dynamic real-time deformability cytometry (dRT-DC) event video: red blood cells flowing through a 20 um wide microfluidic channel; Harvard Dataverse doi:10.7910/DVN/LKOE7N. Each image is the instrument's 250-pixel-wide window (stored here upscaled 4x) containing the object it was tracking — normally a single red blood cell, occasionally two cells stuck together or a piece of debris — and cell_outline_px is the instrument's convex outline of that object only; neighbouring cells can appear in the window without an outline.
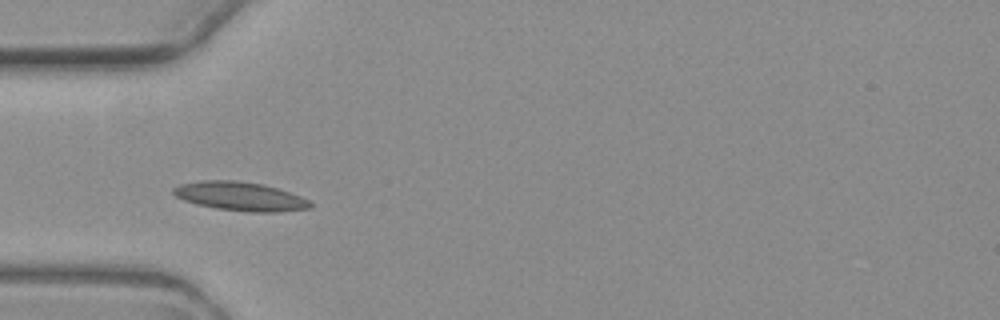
{"species": "common noctule bat (a hibernating species)", "species_latin": "Nyctalus noctula", "temperature_condition": "warm", "stored_images_in_passage": 6, "camera_frame_rate_fps": 3000, "um_per_image_px": 0.085, "animal": {"sex": "female", "body_mass_g": 19.3, "forearm_length_mm": 54.1}, "frame": {"image": 1, "passage_image": 3, "time_ms": 2.333, "image_size_px": [1000, 320], "cell_outline_px": [[312, 208], [276, 212], [252, 212], [216, 208], [196, 204], [184, 200], [176, 196], [172, 192], [172, 188], [180, 184], [200, 180], [236, 180], [264, 184], [300, 196], [308, 200], [312, 204]], "centroid_in_image_um": [20.4, 16.68], "position_along_channel_um": 64.6, "area_um2": 22.95}}
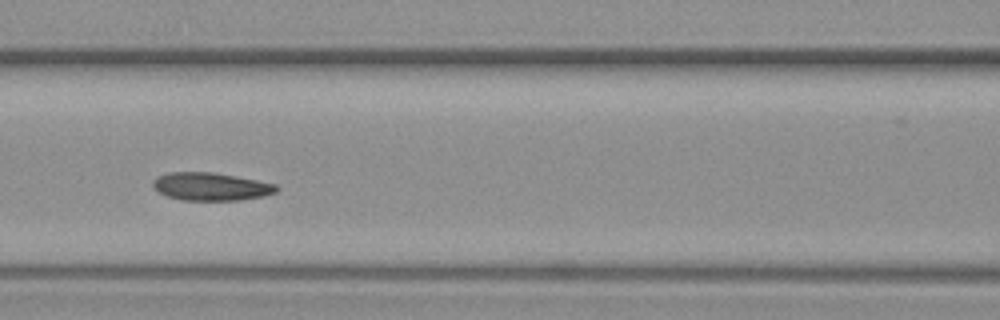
{"frame": {"image": 2, "passage_image": 5, "time_ms": 4.667, "image_size_px": [1000, 320], "cell_outline_px": [[280, 188], [276, 192], [264, 196], [240, 200], [180, 200], [168, 196], [160, 192], [152, 184], [152, 180], [168, 172], [212, 172], [236, 176], [276, 184]], "centroid_in_image_um": [17.96, 15.86], "position_along_channel_um": 148.6, "area_um2": 20.0}}
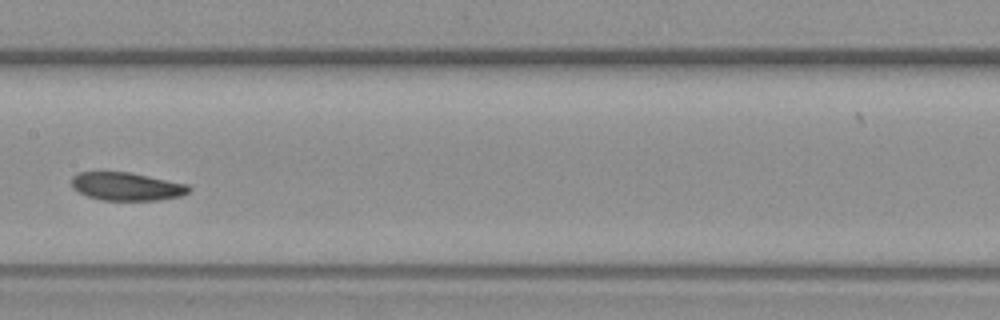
{"frame": {"image": 3, "passage_image": 6, "time_ms": 6.0, "image_size_px": [1000, 320], "cell_outline_px": [[192, 188], [188, 192], [180, 196], [156, 200], [100, 200], [88, 196], [72, 188], [72, 176], [80, 172], [128, 172], [188, 184]], "centroid_in_image_um": [10.76, 15.85], "position_along_channel_um": 196.6, "area_um2": 19.07}}